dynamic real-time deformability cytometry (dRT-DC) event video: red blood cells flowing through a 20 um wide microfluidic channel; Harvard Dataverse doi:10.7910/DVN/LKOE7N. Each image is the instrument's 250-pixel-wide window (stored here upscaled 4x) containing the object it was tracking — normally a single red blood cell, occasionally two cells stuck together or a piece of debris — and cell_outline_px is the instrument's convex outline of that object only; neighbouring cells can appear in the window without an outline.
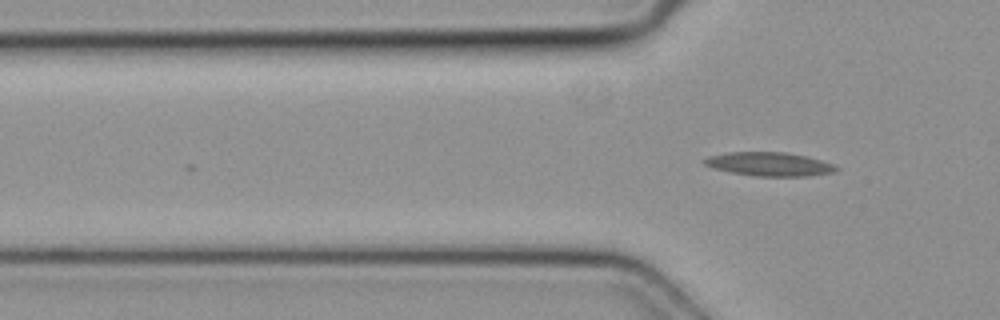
{"species": "common noctule bat (a hibernating species)", "species_latin": "Nyctalus noctula", "temperature_condition": "cold", "stored_images_in_passage": 6, "camera_frame_rate_fps": 3000, "um_per_image_px": 0.085, "animal": {"sex": "female", "body_mass_g": 19.3, "forearm_length_mm": 54.1}, "frame": {"image": 1, "passage_image": 4, "time_ms": 1.0, "image_size_px": [1000, 320], "cell_outline_px": [[840, 168], [832, 172], [808, 176], [756, 176], [732, 172], [712, 168], [704, 164], [704, 160], [708, 156], [728, 152], [784, 152], [804, 156], [820, 160], [832, 164]], "centroid_in_image_um": [65.36, 13.95], "position_along_channel_um": 60.4, "area_um2": 17.98}}
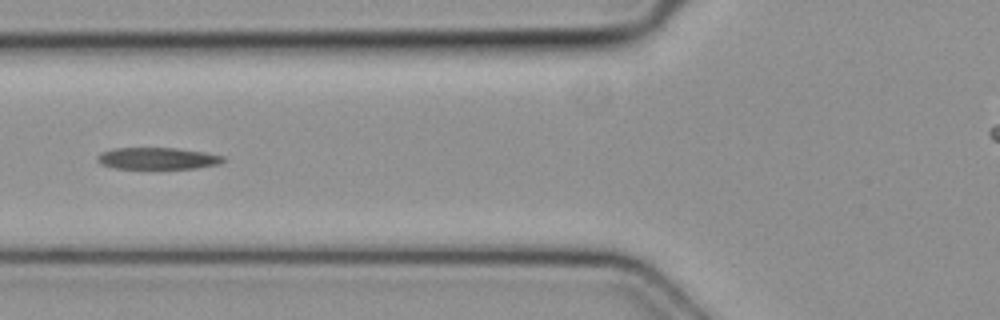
{"frame": {"image": 2, "passage_image": 5, "time_ms": 1.333, "image_size_px": [1000, 320], "cell_outline_px": [[224, 160], [220, 164], [196, 168], [112, 168], [100, 164], [96, 160], [96, 156], [100, 152], [112, 148], [176, 148], [204, 152], [224, 156]], "centroid_in_image_um": [13.34, 13.46], "position_along_channel_um": 112.5, "area_um2": 16.01}}
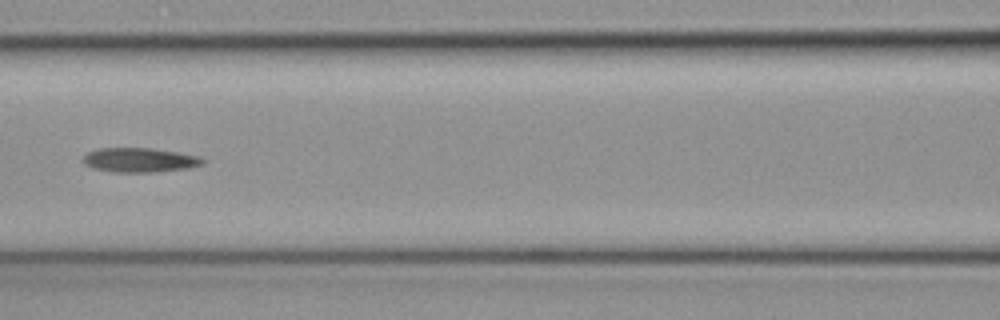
{"frame": {"image": 3, "passage_image": 6, "time_ms": 1.667, "image_size_px": [1000, 320], "cell_outline_px": [[204, 164], [188, 168], [156, 172], [112, 172], [92, 168], [84, 164], [80, 160], [88, 152], [100, 148], [152, 148], [180, 152], [200, 156], [204, 160]], "centroid_in_image_um": [11.87, 13.6], "position_along_channel_um": 154.7, "area_um2": 17.22}}